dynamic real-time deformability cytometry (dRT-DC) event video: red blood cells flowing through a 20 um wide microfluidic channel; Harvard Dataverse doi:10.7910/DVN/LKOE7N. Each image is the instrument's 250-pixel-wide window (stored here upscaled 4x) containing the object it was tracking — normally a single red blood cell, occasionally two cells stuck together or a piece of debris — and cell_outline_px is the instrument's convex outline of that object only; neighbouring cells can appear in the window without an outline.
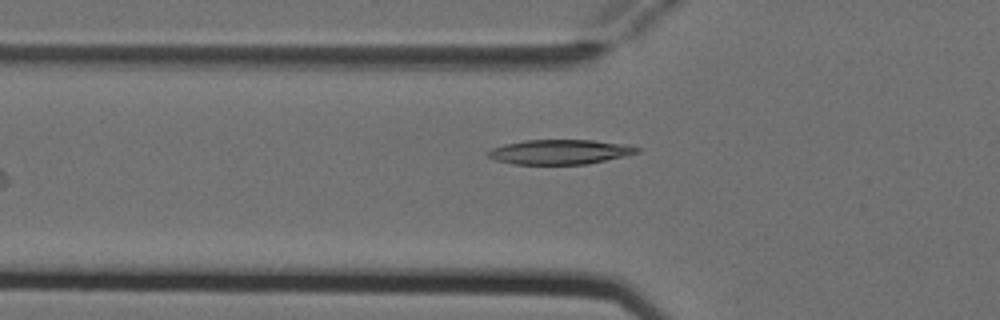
{"species": "Egyptian fruit bat (a non-hibernating species)", "species_latin": "Rousettus aegyptiacus", "temperature_condition": "cold", "stored_images_in_passage": 6, "camera_frame_rate_fps": 3000, "um_per_image_px": 0.085, "animal": {"sex": "female"}, "frame": {"image": 1, "passage_image": 5, "time_ms": 1.333, "image_size_px": [1000, 320], "cell_outline_px": [[644, 148], [640, 152], [624, 156], [588, 164], [512, 164], [496, 160], [488, 156], [488, 152], [492, 148], [504, 144], [524, 140], [592, 140], [628, 144]], "centroid_in_image_um": [47.65, 12.9], "position_along_channel_um": 78.1, "area_um2": 21.56}}
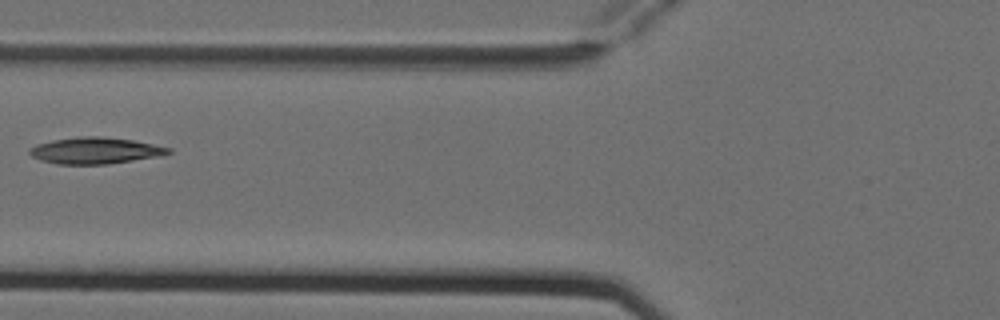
{"frame": {"image": 2, "passage_image": 6, "time_ms": 1.667, "image_size_px": [1000, 320], "cell_outline_px": [[172, 152], [160, 156], [108, 164], [56, 164], [40, 160], [32, 156], [28, 152], [28, 148], [36, 144], [52, 140], [80, 136], [100, 136], [132, 140], [172, 148]], "centroid_in_image_um": [8.07, 12.8], "position_along_channel_um": 117.7, "area_um2": 21.44}}